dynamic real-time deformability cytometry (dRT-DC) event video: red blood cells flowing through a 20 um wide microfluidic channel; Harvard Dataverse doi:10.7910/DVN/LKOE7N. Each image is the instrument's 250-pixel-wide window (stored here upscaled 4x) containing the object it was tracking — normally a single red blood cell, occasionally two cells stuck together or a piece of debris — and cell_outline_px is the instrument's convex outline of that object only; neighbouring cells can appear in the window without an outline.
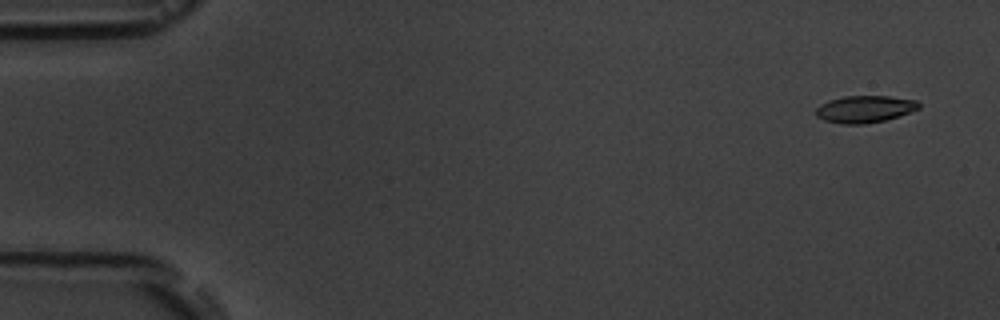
{"species": "common noctule bat (a hibernating species)", "species_latin": "Nyctalus noctula", "temperature_condition": "room temperature", "stored_images_in_passage": 9, "camera_frame_rate_fps": 3000, "um_per_image_px": 0.085, "animal": {"sex": "male", "body_mass_g": 19.5, "forearm_length_mm": 54.6}, "frame": {"image": 1, "passage_image": 1, "time_ms": 0.0, "image_size_px": [1000, 320], "cell_outline_px": [[920, 108], [884, 120], [864, 124], [840, 124], [824, 120], [816, 116], [816, 108], [820, 104], [828, 100], [844, 96], [888, 96], [916, 100], [920, 104]], "centroid_in_image_um": [73.46, 9.27], "position_along_channel_um": 11.5, "area_um2": 16.13}}
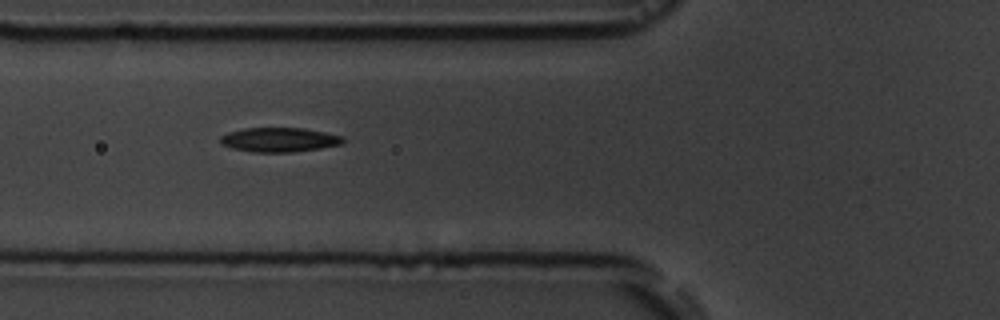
{"frame": {"image": 2, "passage_image": 6, "time_ms": 6.0, "image_size_px": [1000, 320], "cell_outline_px": [[344, 144], [320, 148], [292, 152], [252, 152], [232, 148], [220, 144], [220, 136], [228, 132], [244, 128], [304, 128], [344, 136]], "centroid_in_image_um": [23.74, 11.88], "position_along_channel_um": 102.1, "area_um2": 17.51}}
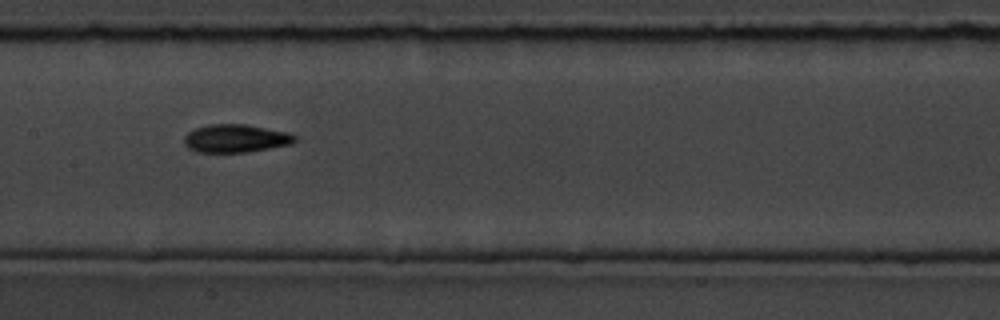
{"frame": {"image": 3, "passage_image": 8, "time_ms": 8.333, "image_size_px": [1000, 320], "cell_outline_px": [[296, 140], [292, 144], [244, 152], [196, 152], [188, 148], [184, 144], [184, 136], [188, 132], [196, 128], [208, 124], [248, 124], [288, 132], [296, 136]], "centroid_in_image_um": [20.02, 11.75], "position_along_channel_um": 187.4, "area_um2": 18.15}}